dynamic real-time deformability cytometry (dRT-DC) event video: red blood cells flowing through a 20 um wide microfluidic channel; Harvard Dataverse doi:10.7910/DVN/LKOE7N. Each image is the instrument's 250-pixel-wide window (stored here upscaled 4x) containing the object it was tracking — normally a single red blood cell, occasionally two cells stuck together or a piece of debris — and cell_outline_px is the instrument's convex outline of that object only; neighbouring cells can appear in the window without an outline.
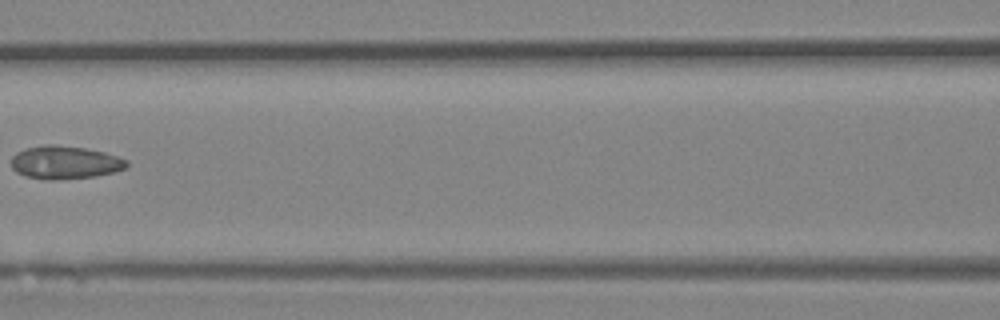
{"species": "Egyptian fruit bat (a non-hibernating species)", "species_latin": "Rousettus aegyptiacus", "temperature_condition": "room temperature", "stored_images_in_passage": 6, "camera_frame_rate_fps": 3000, "um_per_image_px": 0.085, "animal": {"sex": "female"}, "frame": {"image": 1, "passage_image": 6, "time_ms": 1.667, "image_size_px": [1000, 320], "cell_outline_px": [[128, 164], [124, 168], [112, 172], [96, 176], [56, 180], [48, 180], [24, 176], [16, 172], [12, 168], [12, 156], [16, 152], [24, 148], [44, 144], [52, 144], [84, 148], [104, 152], [128, 160]], "centroid_in_image_um": [5.47, 13.8], "position_along_channel_um": 161.1, "area_um2": 22.31}}